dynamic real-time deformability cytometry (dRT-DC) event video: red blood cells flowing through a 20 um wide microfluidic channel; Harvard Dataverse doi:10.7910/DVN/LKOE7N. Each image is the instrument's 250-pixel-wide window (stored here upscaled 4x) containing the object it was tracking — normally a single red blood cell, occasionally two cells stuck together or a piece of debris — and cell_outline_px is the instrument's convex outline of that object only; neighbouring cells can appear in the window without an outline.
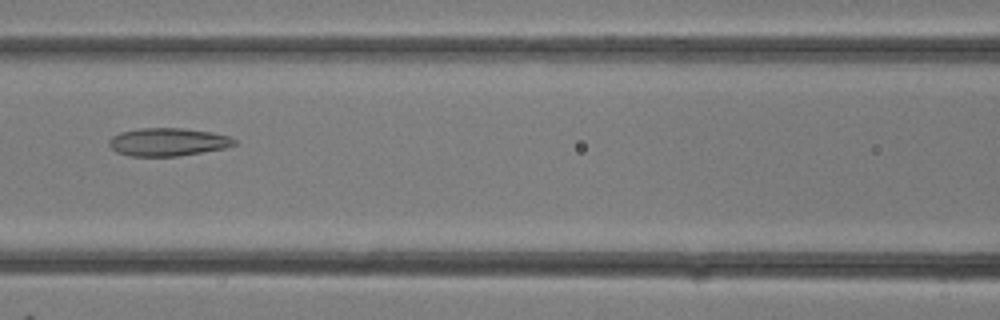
{"species": "common noctule bat (a hibernating species)", "species_latin": "Nyctalus noctula", "temperature_condition": "room temperature", "stored_images_in_passage": 25, "camera_frame_rate_fps": 3000, "um_per_image_px": 0.085, "animal": {"sex": "female"}, "frame": {"image": 1, "passage_image": 8, "time_ms": 2.333, "image_size_px": [1000, 320], "cell_outline_px": [[236, 144], [224, 148], [176, 156], [128, 156], [116, 152], [108, 144], [108, 140], [112, 136], [120, 132], [140, 128], [184, 128], [212, 132], [228, 136], [236, 140]], "centroid_in_image_um": [14.23, 12.06], "position_along_channel_um": 152.4, "area_um2": 20.4}}
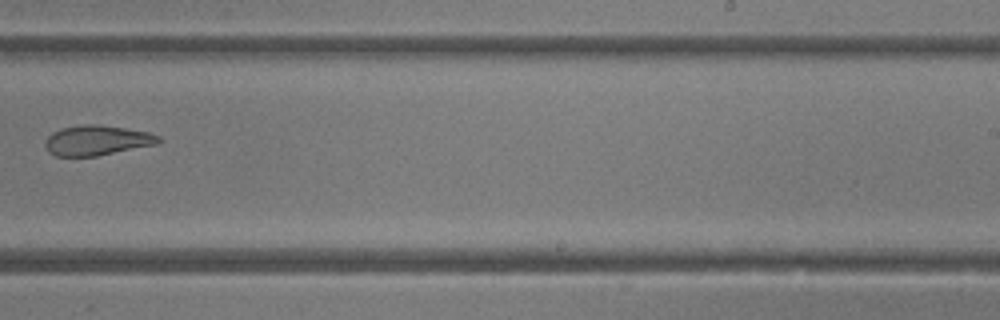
{"frame": {"image": 2, "passage_image": 14, "time_ms": 4.333, "image_size_px": [1000, 320], "cell_outline_px": [[160, 140], [156, 144], [96, 156], [56, 156], [48, 152], [44, 144], [44, 140], [52, 132], [60, 128], [84, 124], [96, 124], [124, 128], [148, 132], [160, 136]], "centroid_in_image_um": [8.18, 11.93], "position_along_channel_um": 280.8, "area_um2": 19.77}}
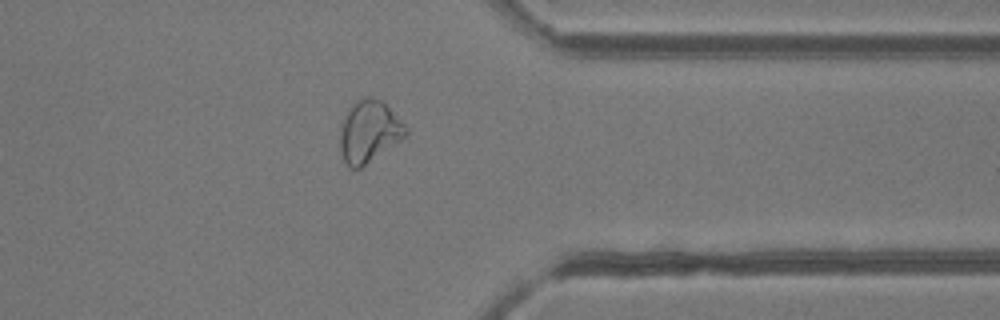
{"frame": {"image": 3, "passage_image": 19, "time_ms": 6.0, "image_size_px": [1000, 320], "cell_outline_px": [[408, 132], [400, 140], [360, 168], [348, 168], [344, 164], [340, 152], [340, 128], [344, 116], [348, 108], [356, 100], [364, 96], [372, 96], [380, 100], [408, 128]], "centroid_in_image_um": [31.31, 11.18], "position_along_channel_um": 380.1, "area_um2": 23.58}}